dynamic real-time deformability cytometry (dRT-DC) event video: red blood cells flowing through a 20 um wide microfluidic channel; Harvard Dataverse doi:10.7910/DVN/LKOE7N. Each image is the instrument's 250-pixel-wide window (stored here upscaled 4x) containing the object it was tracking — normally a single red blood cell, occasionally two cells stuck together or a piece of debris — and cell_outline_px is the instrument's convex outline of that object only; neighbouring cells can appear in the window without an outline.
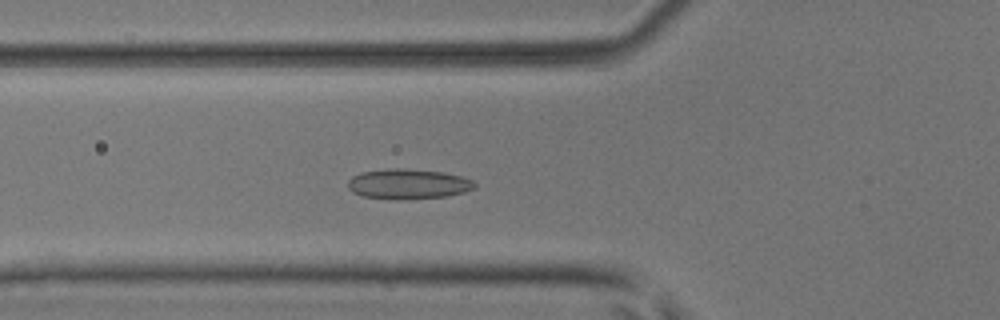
{"species": "common noctule bat (a hibernating species)", "species_latin": "Nyctalus noctula", "temperature_condition": "room temperature", "stored_images_in_passage": 49, "camera_frame_rate_fps": 3000, "um_per_image_px": 0.085, "animal": {"sex": "male", "body_mass_g": 17.9, "forearm_length_mm": 54.2}, "frame": {"image": 1, "passage_image": 17, "time_ms": 5.333, "image_size_px": [1000, 320], "cell_outline_px": [[476, 184], [472, 188], [464, 192], [448, 196], [400, 200], [396, 200], [364, 196], [352, 192], [348, 188], [348, 180], [352, 176], [360, 172], [396, 168], [400, 168], [444, 172], [460, 176], [472, 180]], "centroid_in_image_um": [34.67, 15.64], "position_along_channel_um": 91.1, "area_um2": 22.2}}
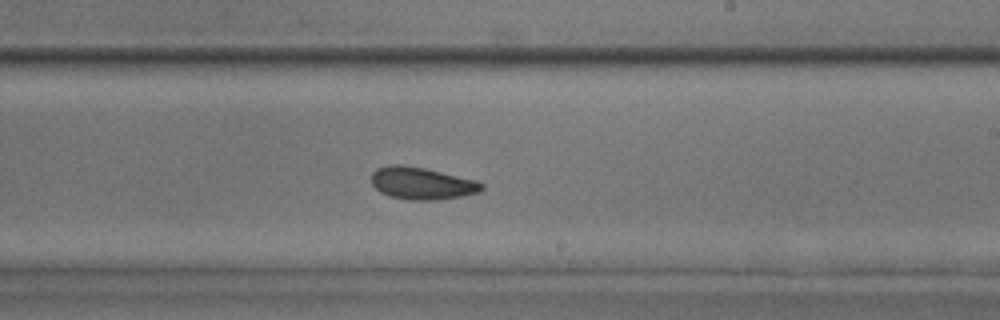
{"frame": {"image": 2, "passage_image": 29, "time_ms": 9.333, "image_size_px": [1000, 320], "cell_outline_px": [[484, 188], [476, 192], [460, 196], [436, 200], [412, 200], [388, 196], [380, 192], [372, 184], [372, 172], [376, 168], [388, 164], [400, 164], [424, 168], [476, 180], [484, 184]], "centroid_in_image_um": [35.81, 15.57], "position_along_channel_um": 253.2, "area_um2": 20.63}}
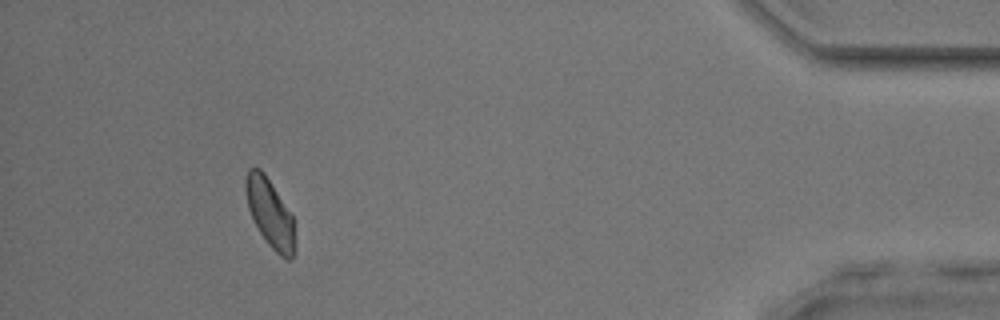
{"frame": {"image": 3, "passage_image": 45, "time_ms": 14.667, "image_size_px": [1000, 320], "cell_outline_px": [[292, 260], [284, 260], [268, 244], [260, 232], [248, 208], [244, 188], [244, 180], [248, 168], [260, 168], [264, 172], [292, 216]], "centroid_in_image_um": [22.88, 18.06], "position_along_channel_um": 412.3, "area_um2": 18.96}, "authors_computed_cell_mechanics": {"area_um2": 20.6346, "velocity_mm_per_s": 4.0671, "shape_relaxation_time_tau1_ms": 5.4939, "shape_relaxation_time_tau2_ms": 2.5251, "deformation_change_tau1": 0.0929, "deformation_change_tau2": 0.0844}}